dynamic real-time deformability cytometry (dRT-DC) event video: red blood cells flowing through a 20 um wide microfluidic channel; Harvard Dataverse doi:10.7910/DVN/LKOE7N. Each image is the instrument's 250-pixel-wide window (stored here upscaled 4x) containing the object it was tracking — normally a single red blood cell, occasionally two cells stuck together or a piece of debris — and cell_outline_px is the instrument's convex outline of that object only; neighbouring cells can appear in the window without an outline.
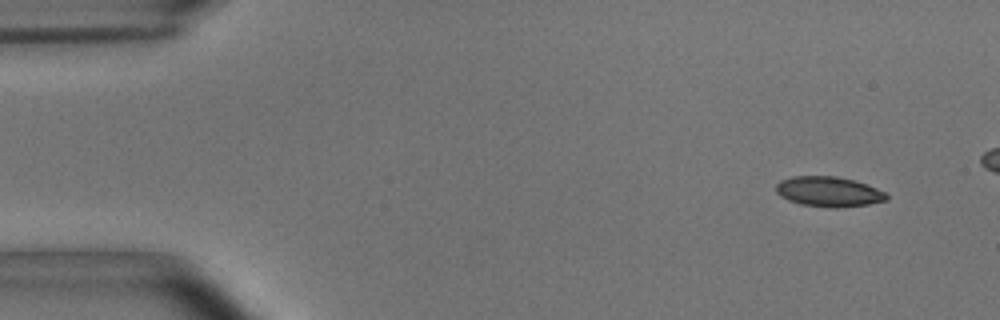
{"species": "common noctule bat (a hibernating species)", "species_latin": "Nyctalus noctula", "temperature_condition": "room temperature", "stored_images_in_passage": 36, "camera_frame_rate_fps": 3000, "um_per_image_px": 0.085, "animal": {"sex": "male", "body_mass_g": 15.6}, "frame": {"image": 1, "passage_image": 1, "time_ms": 0.0, "image_size_px": [1000, 320], "cell_outline_px": [[888, 200], [868, 204], [836, 208], [828, 208], [800, 204], [788, 200], [780, 196], [776, 192], [776, 184], [780, 180], [792, 176], [836, 176], [852, 180], [876, 188], [884, 192], [888, 196]], "centroid_in_image_um": [70.4, 16.3], "position_along_channel_um": 14.6, "area_um2": 19.36}}